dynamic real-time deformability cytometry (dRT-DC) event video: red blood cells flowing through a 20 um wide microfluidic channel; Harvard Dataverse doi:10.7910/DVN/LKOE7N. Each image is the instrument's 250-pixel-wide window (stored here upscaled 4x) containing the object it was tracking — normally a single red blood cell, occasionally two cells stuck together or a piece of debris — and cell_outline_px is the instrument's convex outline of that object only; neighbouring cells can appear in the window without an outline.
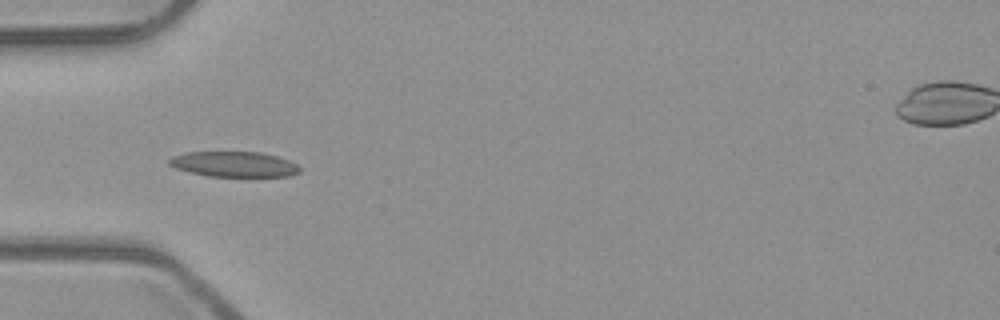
{"species": "common noctule bat (a hibernating species)", "species_latin": "Nyctalus noctula", "temperature_condition": "room temperature", "stored_images_in_passage": 7, "camera_frame_rate_fps": 3000, "um_per_image_px": 0.085, "animal": {"sex": "male", "body_mass_g": 23.1, "forearm_length_mm": 52.7}, "frame": {"image": 1, "passage_image": 5, "time_ms": 1.333, "image_size_px": [1000, 320], "cell_outline_px": [[300, 172], [292, 176], [208, 176], [188, 172], [176, 168], [168, 164], [168, 160], [172, 156], [184, 152], [260, 152], [280, 156], [296, 164], [300, 168]], "centroid_in_image_um": [19.89, 13.95], "position_along_channel_um": 65.1, "area_um2": 19.42}}
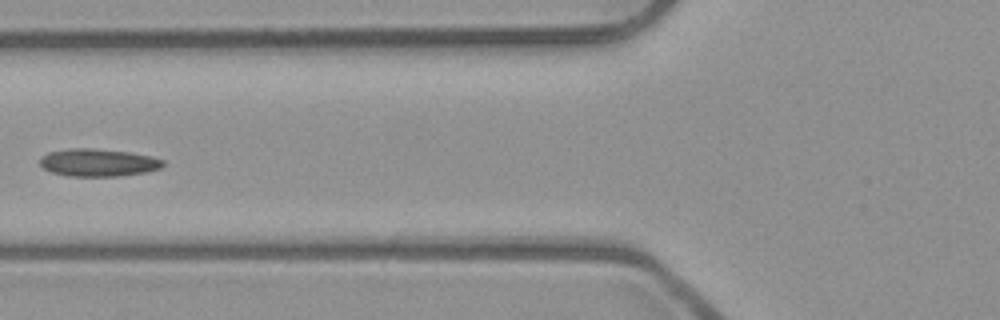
{"frame": {"image": 2, "passage_image": 6, "time_ms": 1.667, "image_size_px": [1000, 320], "cell_outline_px": [[164, 164], [160, 168], [148, 172], [120, 176], [68, 176], [52, 172], [44, 168], [40, 164], [40, 156], [48, 152], [72, 148], [92, 148], [128, 152], [152, 156], [164, 160]], "centroid_in_image_um": [8.35, 13.82], "position_along_channel_um": 117.4, "area_um2": 19.88}}
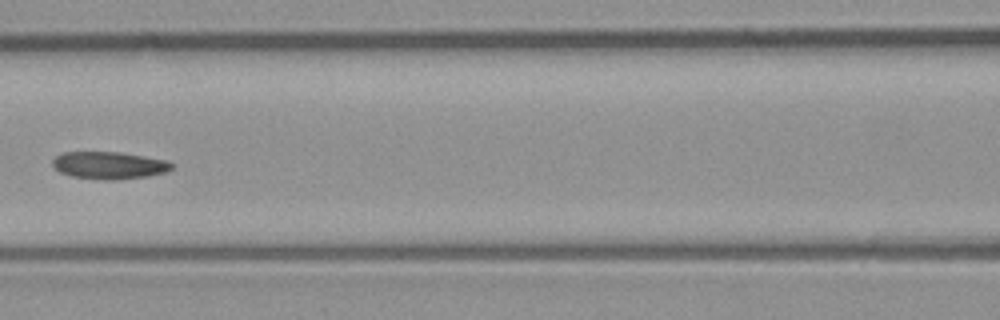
{"frame": {"image": 3, "passage_image": 7, "time_ms": 2.0, "image_size_px": [1000, 320], "cell_outline_px": [[172, 168], [168, 172], [148, 176], [116, 180], [104, 180], [72, 176], [60, 172], [52, 164], [52, 160], [56, 156], [64, 152], [120, 152], [168, 160], [172, 164]], "centroid_in_image_um": [9.3, 14.05], "position_along_channel_um": 157.3, "area_um2": 19.02}}